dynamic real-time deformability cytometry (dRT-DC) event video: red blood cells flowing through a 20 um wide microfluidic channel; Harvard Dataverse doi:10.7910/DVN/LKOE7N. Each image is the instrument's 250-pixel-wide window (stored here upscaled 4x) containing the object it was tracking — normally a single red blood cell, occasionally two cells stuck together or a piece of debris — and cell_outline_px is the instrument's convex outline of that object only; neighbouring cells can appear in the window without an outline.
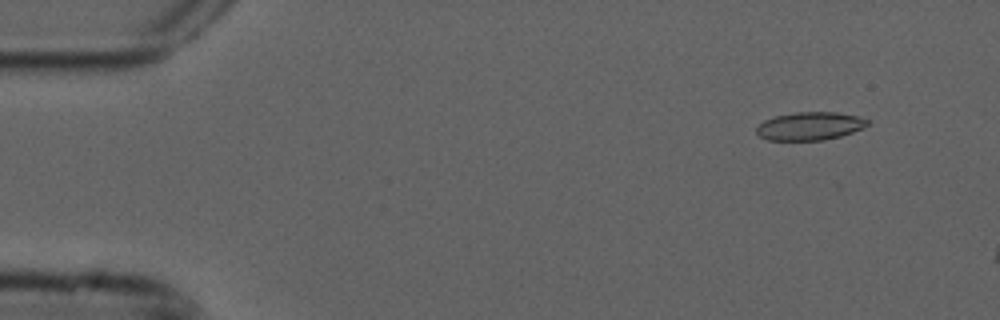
{"species": "common noctule bat (a hibernating species)", "species_latin": "Nyctalus noctula", "temperature_condition": "cold", "stored_images_in_passage": 4, "camera_frame_rate_fps": 3000, "um_per_image_px": 0.085, "animal": {"sex": "male", "forearm_length_mm": 52.5}, "frame": {"image": 1, "passage_image": 2, "time_ms": 0.333, "image_size_px": [1000, 320], "cell_outline_px": [[868, 124], [864, 128], [840, 136], [824, 140], [768, 140], [760, 136], [756, 132], [756, 128], [764, 120], [776, 116], [796, 112], [836, 112], [856, 116], [868, 120]], "centroid_in_image_um": [68.83, 10.72], "position_along_channel_um": 16.2, "area_um2": 18.03}}